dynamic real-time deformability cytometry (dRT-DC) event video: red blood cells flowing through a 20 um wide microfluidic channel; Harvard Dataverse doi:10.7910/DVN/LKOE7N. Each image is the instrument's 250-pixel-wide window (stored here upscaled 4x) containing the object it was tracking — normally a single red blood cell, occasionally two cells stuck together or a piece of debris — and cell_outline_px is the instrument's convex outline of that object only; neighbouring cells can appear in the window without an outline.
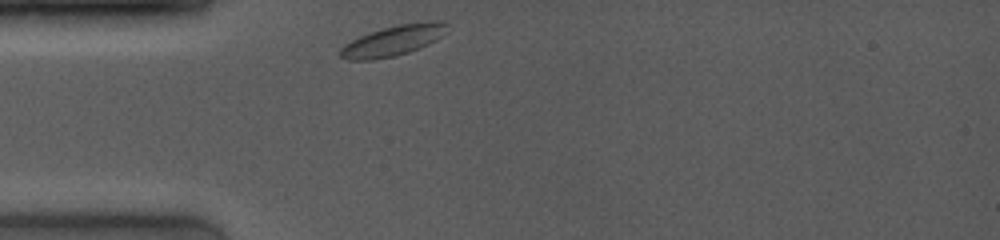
{"species": "common noctule bat (a hibernating species)", "species_latin": "Nyctalus noctula", "temperature_condition": "room temperature", "stored_images_in_passage": 27, "camera_frame_rate_fps": 4000, "um_per_image_px": 0.085, "animal": {"sex": "female", "body_mass_g": 19.0, "forearm_length_mm": 53.3}, "frame": {"image": 1, "passage_image": 1, "time_ms": 0.0, "image_size_px": [1000, 240], "cell_outline_px": [[448, 24], [440, 36], [436, 40], [420, 48], [396, 56], [372, 60], [348, 60], [340, 56], [340, 48], [344, 44], [360, 36], [384, 28], [400, 24], [432, 20], [448, 20]], "centroid_in_image_um": [33.43, 3.45], "position_along_channel_um": 51.6, "area_um2": 18.84}}
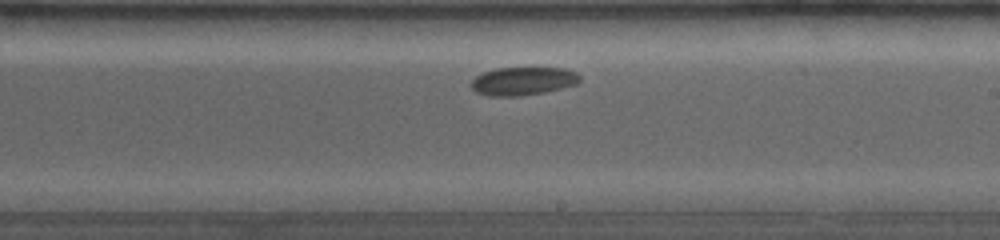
{"frame": {"image": 2, "passage_image": 17, "time_ms": 5.5, "image_size_px": [1000, 240], "cell_outline_px": [[580, 80], [576, 84], [544, 92], [520, 96], [488, 96], [476, 92], [468, 84], [476, 76], [484, 72], [496, 68], [564, 68], [576, 72], [580, 76]], "centroid_in_image_um": [44.42, 6.89], "position_along_channel_um": 244.6, "area_um2": 17.86}}
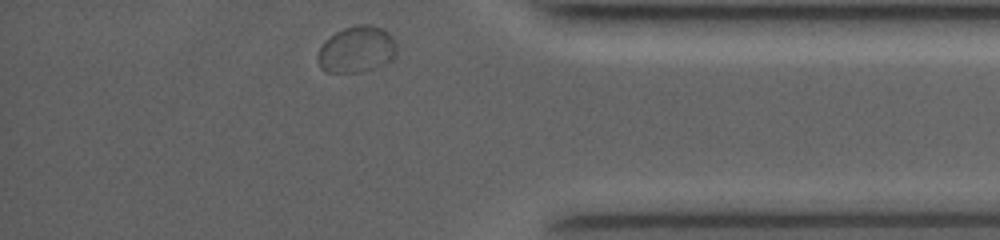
{"frame": {"image": 3, "passage_image": 27, "time_ms": 10.0, "image_size_px": [1000, 240], "cell_outline_px": [[396, 52], [392, 60], [384, 64], [360, 72], [328, 72], [320, 68], [316, 60], [316, 56], [324, 40], [336, 32], [344, 28], [356, 24], [368, 24], [384, 28], [392, 36], [396, 44]], "centroid_in_image_um": [30.3, 4.19], "position_along_channel_um": 404.9, "area_um2": 21.56}}